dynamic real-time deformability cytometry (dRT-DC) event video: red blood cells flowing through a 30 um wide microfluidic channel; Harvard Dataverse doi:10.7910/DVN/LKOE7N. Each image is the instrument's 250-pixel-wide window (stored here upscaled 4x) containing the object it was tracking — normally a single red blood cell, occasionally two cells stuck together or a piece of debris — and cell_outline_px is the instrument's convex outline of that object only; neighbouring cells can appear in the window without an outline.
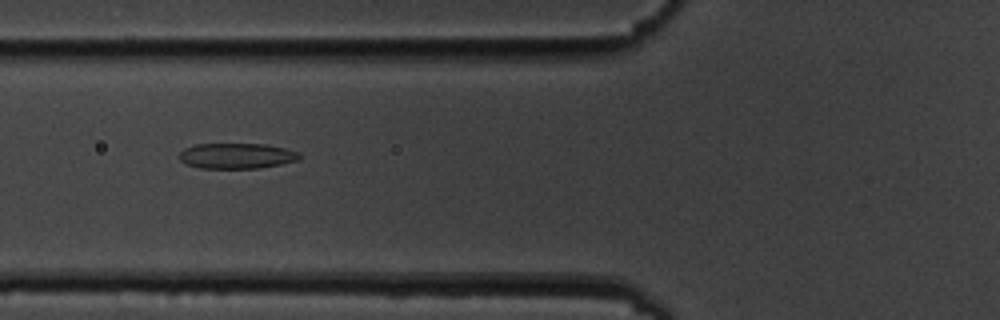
{"species": "common noctule bat (a hibernating species)", "species_latin": "Nyctalus noctula", "temperature_condition": "cold", "stored_images_in_passage": 7, "camera_frame_rate_fps": 3000, "um_per_image_px": 0.085, "animal": {"sex": "male", "body_mass_g": 19.5, "forearm_length_mm": 54.6}, "frame": {"image": 1, "passage_image": 6, "time_ms": 6.667, "image_size_px": [1000, 320], "cell_outline_px": [[300, 160], [260, 168], [200, 168], [188, 164], [180, 160], [180, 152], [184, 148], [196, 144], [268, 144], [300, 152]], "centroid_in_image_um": [20.15, 13.24], "position_along_channel_um": 105.7, "area_um2": 17.86}}
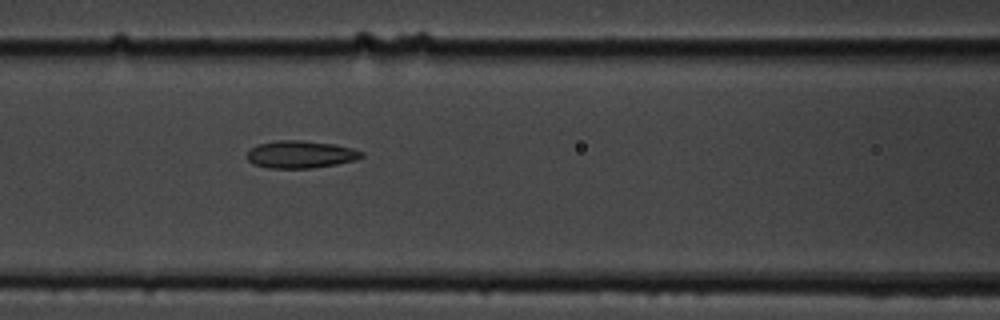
{"frame": {"image": 2, "passage_image": 7, "time_ms": 7.667, "image_size_px": [1000, 320], "cell_outline_px": [[364, 156], [356, 160], [336, 164], [312, 168], [268, 168], [252, 164], [248, 160], [248, 152], [256, 144], [276, 140], [300, 140], [336, 144], [352, 148], [364, 152]], "centroid_in_image_um": [25.56, 13.12], "position_along_channel_um": 141.0, "area_um2": 18.44}}